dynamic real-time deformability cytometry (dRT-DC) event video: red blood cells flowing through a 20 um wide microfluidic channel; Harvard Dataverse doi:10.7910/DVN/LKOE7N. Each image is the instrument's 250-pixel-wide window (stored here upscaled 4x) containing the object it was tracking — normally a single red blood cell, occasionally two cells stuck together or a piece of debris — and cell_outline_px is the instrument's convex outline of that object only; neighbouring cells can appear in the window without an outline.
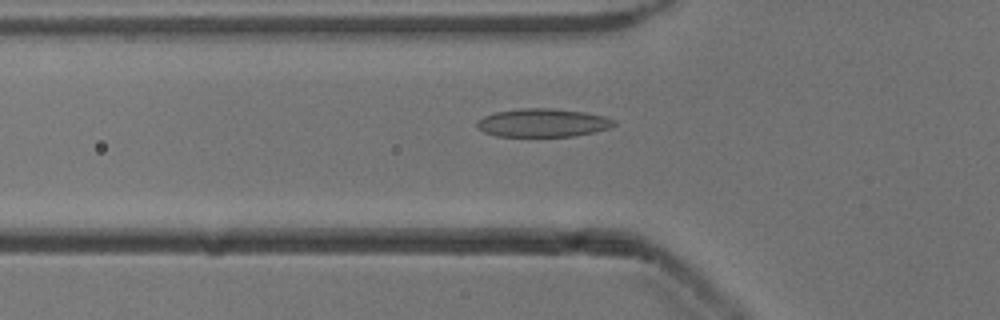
{"species": "common noctule bat (a hibernating species)", "species_latin": "Nyctalus noctula", "temperature_condition": "cold", "stored_images_in_passage": 39, "camera_frame_rate_fps": 3000, "um_per_image_px": 0.085, "animal": {"sex": "male", "body_mass_g": 13.3}, "frame": {"image": 1, "passage_image": 5, "time_ms": 1.333, "image_size_px": [1000, 320], "cell_outline_px": [[616, 124], [608, 128], [596, 132], [572, 136], [496, 136], [484, 132], [476, 128], [476, 120], [484, 116], [496, 112], [520, 108], [552, 108], [584, 112], [604, 116], [616, 120]], "centroid_in_image_um": [46.12, 10.43], "position_along_channel_um": 79.7, "area_um2": 22.72}}
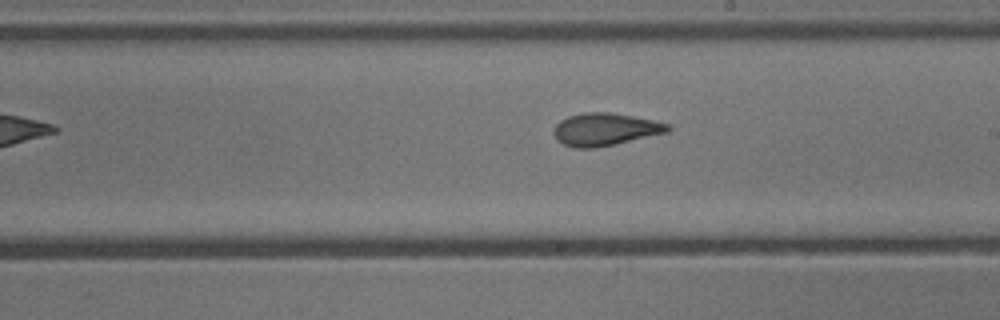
{"frame": {"image": 2, "passage_image": 17, "time_ms": 5.333, "image_size_px": [1000, 320], "cell_outline_px": [[672, 128], [668, 132], [616, 144], [596, 148], [572, 148], [556, 140], [552, 132], [556, 124], [560, 120], [568, 116], [584, 112], [608, 112], [632, 116], [652, 120], [668, 124]], "centroid_in_image_um": [51.39, 11.0], "position_along_channel_um": 237.6, "area_um2": 21.73}}
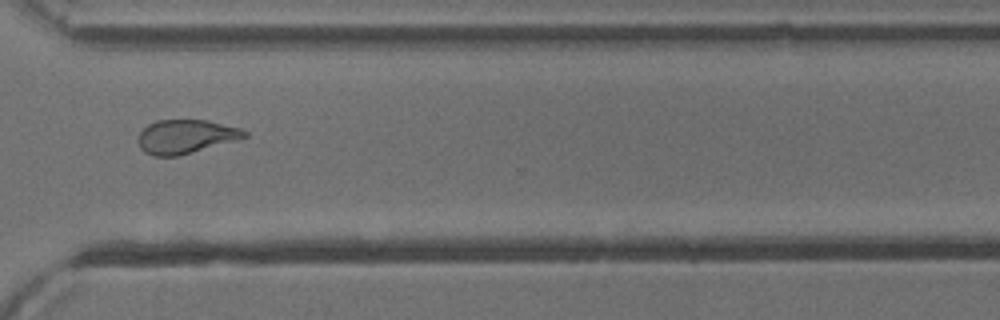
{"frame": {"image": 3, "passage_image": 26, "time_ms": 8.333, "image_size_px": [1000, 320], "cell_outline_px": [[248, 136], [180, 156], [152, 156], [144, 152], [140, 148], [136, 140], [140, 132], [148, 124], [156, 120], [208, 120], [240, 128], [248, 132]], "centroid_in_image_um": [15.74, 11.61], "position_along_channel_um": 354.9, "area_um2": 21.04}, "authors_computed_cell_mechanics": {"area_um2": 21.7328, "velocity_mm_per_s": 3.9201, "shape_relaxation_time_tau1_ms": 8.6863, "shape_relaxation_time_tau2_ms": 1.1976, "deformation_change_tau1": 0.219, "deformation_change_tau2": 0.0804}}